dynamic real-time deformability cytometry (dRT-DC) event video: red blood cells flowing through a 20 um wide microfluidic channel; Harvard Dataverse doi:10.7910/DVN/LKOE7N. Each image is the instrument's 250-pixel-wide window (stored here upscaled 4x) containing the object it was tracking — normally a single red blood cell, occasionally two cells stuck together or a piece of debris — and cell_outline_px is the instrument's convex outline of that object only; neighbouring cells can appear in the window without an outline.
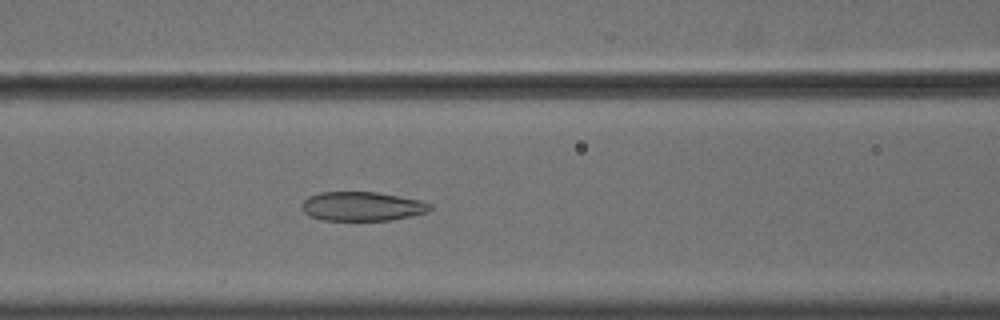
{"species": "common noctule bat (a hibernating species)", "species_latin": "Nyctalus noctula", "temperature_condition": "cold", "stored_images_in_passage": 56, "camera_frame_rate_fps": 3000, "um_per_image_px": 0.085, "animal": {"sex": "male", "body_mass_g": 18.8}, "frame": {"image": 1, "passage_image": 25, "time_ms": 8.0, "image_size_px": [1000, 320], "cell_outline_px": [[432, 208], [428, 212], [412, 216], [392, 220], [320, 220], [304, 212], [304, 200], [308, 196], [320, 192], [376, 192], [400, 196], [420, 200], [432, 204]], "centroid_in_image_um": [30.83, 17.54], "position_along_channel_um": 135.8, "area_um2": 21.73}}
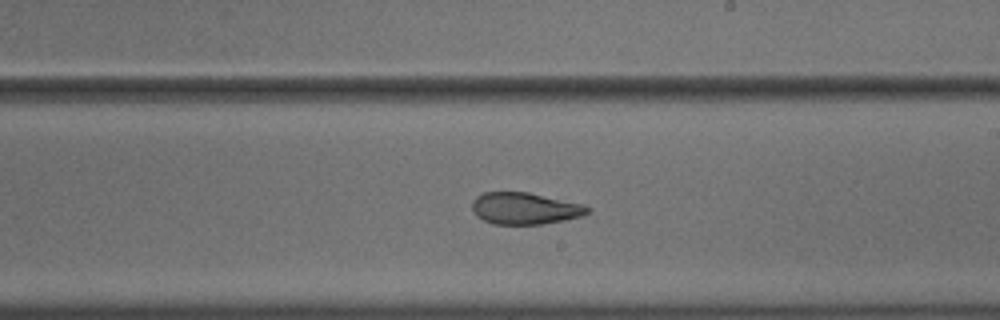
{"frame": {"image": 2, "passage_image": 34, "time_ms": 11.0, "image_size_px": [1000, 320], "cell_outline_px": [[592, 208], [588, 212], [580, 216], [564, 220], [540, 224], [492, 224], [476, 216], [472, 208], [472, 200], [476, 196], [484, 192], [528, 192], [584, 204]], "centroid_in_image_um": [44.6, 17.71], "position_along_channel_um": 244.4, "area_um2": 21.39}}
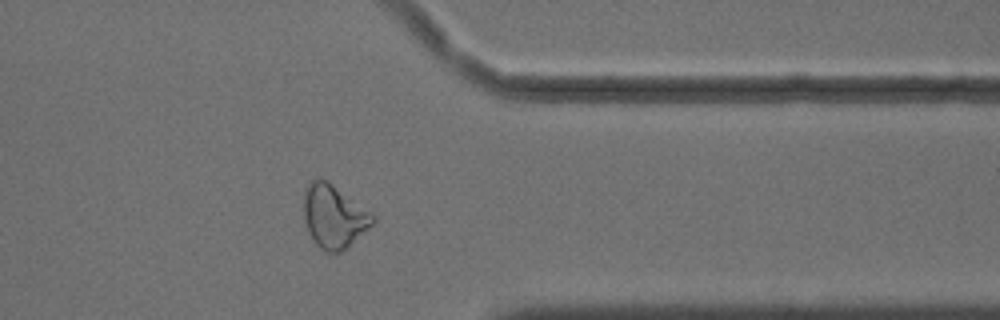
{"frame": {"image": 3, "passage_image": 46, "time_ms": 15.0, "image_size_px": [1000, 320], "cell_outline_px": [[376, 220], [368, 228], [340, 252], [324, 252], [312, 240], [304, 220], [304, 192], [308, 184], [312, 180], [324, 180], [372, 212], [376, 216]], "centroid_in_image_um": [28.37, 18.42], "position_along_channel_um": 383.0, "area_um2": 24.8}, "authors_computed_cell_mechanics": {"area_um2": 25.3164, "velocity_mm_per_s": 3.6251, "shape_relaxation_time_tau1_ms": null, "shape_relaxation_time_tau2_ms": 2.1798, "deformation_change_tau1": null, "deformation_change_tau2": 0.0844}}